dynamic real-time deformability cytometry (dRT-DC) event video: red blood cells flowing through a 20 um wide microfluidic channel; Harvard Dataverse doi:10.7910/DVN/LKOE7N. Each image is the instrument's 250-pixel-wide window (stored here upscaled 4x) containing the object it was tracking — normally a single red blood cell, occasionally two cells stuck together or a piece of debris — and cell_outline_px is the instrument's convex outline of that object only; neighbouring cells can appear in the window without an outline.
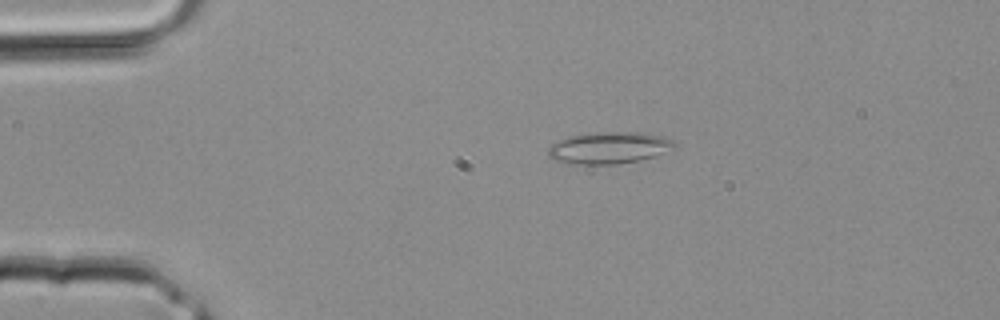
{"species": "common noctule bat (a hibernating species)", "species_latin": "Nyctalus noctula", "temperature_condition": "room temperature", "stored_images_in_passage": 1, "camera_frame_rate_fps": 3000, "um_per_image_px": 0.085, "animal": {"sex": "male", "body_mass_g": 20.4}, "frame": {"image": 1, "passage_image": 1, "time_ms": 0.0, "image_size_px": [1000, 320], "cell_outline_px": [[676, 148], [656, 156], [640, 160], [620, 164], [572, 164], [552, 160], [548, 156], [548, 148], [552, 144], [568, 136], [596, 132], [640, 132], [664, 136], [672, 140], [676, 144]], "centroid_in_image_um": [51.79, 12.57], "position_along_channel_um": 33.2, "area_um2": 23.7}}